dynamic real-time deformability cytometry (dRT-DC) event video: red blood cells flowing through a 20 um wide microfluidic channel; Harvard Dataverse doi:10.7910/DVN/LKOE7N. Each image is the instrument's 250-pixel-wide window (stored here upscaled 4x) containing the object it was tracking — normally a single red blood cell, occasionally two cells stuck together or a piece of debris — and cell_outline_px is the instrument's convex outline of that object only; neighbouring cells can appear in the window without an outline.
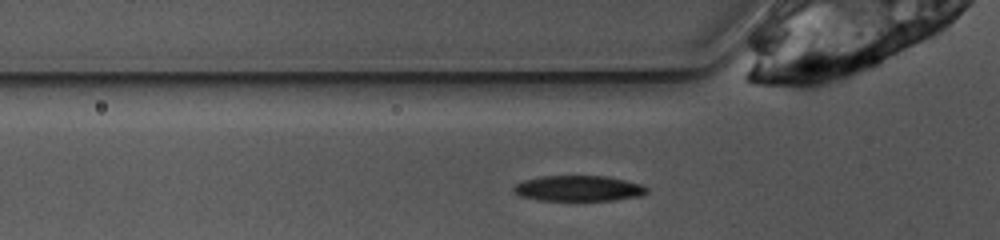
{"species": "common noctule bat (a hibernating species)", "species_latin": "Nyctalus noctula", "temperature_condition": "warm", "stored_images_in_passage": 24, "camera_frame_rate_fps": 3000, "um_per_image_px": 0.085, "animal": {"sex": "female", "body_mass_g": 10.0, "forearm_length_mm": 53.1}, "frame": {"image": 1, "passage_image": 2, "time_ms": 0.333, "image_size_px": [1000, 240], "cell_outline_px": [[648, 192], [640, 196], [612, 200], [540, 200], [520, 196], [512, 192], [512, 188], [516, 184], [524, 180], [544, 176], [608, 176], [640, 184], [648, 188]], "centroid_in_image_um": [49.16, 16.01], "position_along_channel_um": 76.6, "area_um2": 19.77}}
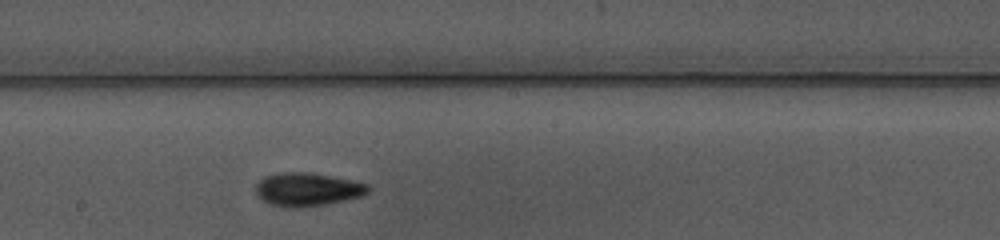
{"frame": {"image": 2, "passage_image": 13, "time_ms": 4.0, "image_size_px": [1000, 240], "cell_outline_px": [[368, 192], [360, 196], [344, 200], [324, 204], [296, 208], [288, 208], [272, 204], [256, 196], [256, 184], [264, 176], [276, 172], [308, 172], [368, 184]], "centroid_in_image_um": [26.05, 16.09], "position_along_channel_um": 222.1, "area_um2": 21.5}}
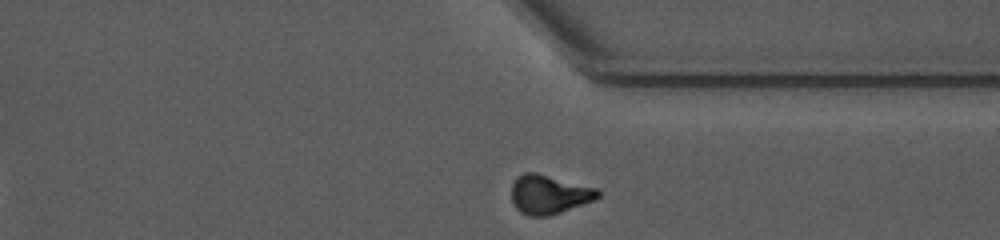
{"frame": {"image": 3, "passage_image": 24, "time_ms": 7.667, "image_size_px": [1000, 240], "cell_outline_px": [[600, 196], [596, 200], [548, 216], [528, 216], [520, 212], [516, 208], [512, 200], [512, 184], [516, 176], [524, 172], [536, 172], [596, 188], [600, 192]], "centroid_in_image_um": [46.65, 16.52], "position_along_channel_um": 364.7, "area_um2": 19.71}, "authors_computed_cell_mechanics": {"area_um2": 20.5479, "velocity_mm_per_s": 3.9294, "shape_relaxation_time_tau1_ms": 1.9688, "shape_relaxation_time_tau2_ms": 3.3041, "deformation_change_tau1": 0.1324, "deformation_change_tau2": 0.1045}}